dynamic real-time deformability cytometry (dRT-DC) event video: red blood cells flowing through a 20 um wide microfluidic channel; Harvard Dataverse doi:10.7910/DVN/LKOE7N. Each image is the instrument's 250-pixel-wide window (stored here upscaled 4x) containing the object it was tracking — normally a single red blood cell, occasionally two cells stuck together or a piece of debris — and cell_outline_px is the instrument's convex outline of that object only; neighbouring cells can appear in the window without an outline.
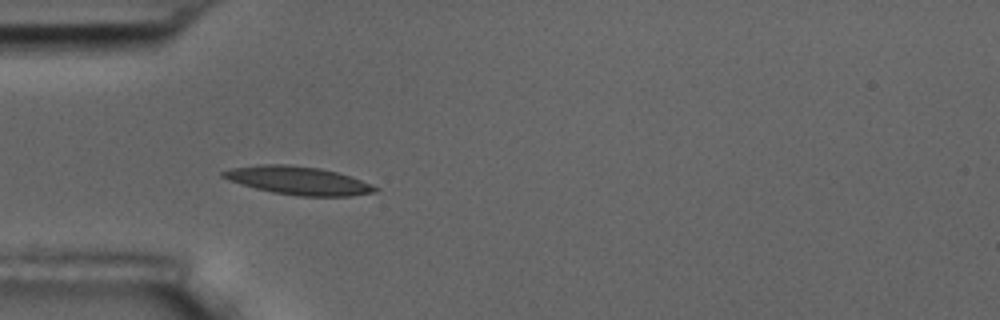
{"species": "common noctule bat (a hibernating species)", "species_latin": "Nyctalus noctula", "temperature_condition": "room temperature", "stored_images_in_passage": 6, "camera_frame_rate_fps": 3000, "um_per_image_px": 0.085, "animal": {"sex": "male", "body_mass_g": 17.5, "forearm_length_mm": 52.3}, "frame": {"image": 1, "passage_image": 5, "time_ms": 4.333, "image_size_px": [1000, 320], "cell_outline_px": [[380, 188], [376, 192], [352, 196], [300, 196], [272, 192], [256, 188], [228, 180], [220, 176], [220, 172], [232, 168], [260, 164], [284, 164], [320, 168], [336, 172], [372, 184]], "centroid_in_image_um": [25.35, 15.35], "position_along_channel_um": 59.7, "area_um2": 24.85}}